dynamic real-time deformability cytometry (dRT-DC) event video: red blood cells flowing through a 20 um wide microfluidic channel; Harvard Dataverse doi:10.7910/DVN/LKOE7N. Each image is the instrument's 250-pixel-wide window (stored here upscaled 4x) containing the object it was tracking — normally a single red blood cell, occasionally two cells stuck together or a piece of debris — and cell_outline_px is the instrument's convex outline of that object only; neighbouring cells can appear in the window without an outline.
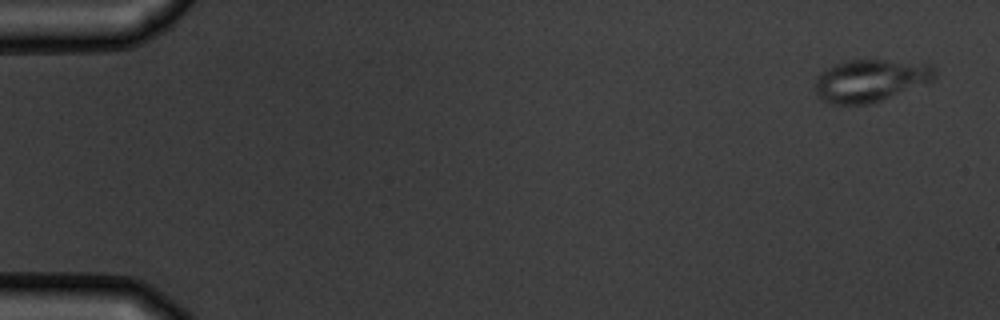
{"species": "common noctule bat (a hibernating species)", "species_latin": "Nyctalus noctula", "temperature_condition": "warm", "stored_images_in_passage": 5, "camera_frame_rate_fps": 3000, "um_per_image_px": 0.085, "animal": {"sex": "male", "body_mass_g": 19.5, "forearm_length_mm": 54.6}, "frame": {"image": 1, "passage_image": 1, "time_ms": 0.0, "image_size_px": [1000, 320], "cell_outline_px": [[936, 76], [932, 80], [872, 104], [832, 104], [820, 100], [816, 96], [816, 76], [820, 72], [836, 64], [848, 60], [928, 60], [936, 68]], "centroid_in_image_um": [74.04, 6.81], "position_along_channel_um": 11.0, "area_um2": 30.11}}